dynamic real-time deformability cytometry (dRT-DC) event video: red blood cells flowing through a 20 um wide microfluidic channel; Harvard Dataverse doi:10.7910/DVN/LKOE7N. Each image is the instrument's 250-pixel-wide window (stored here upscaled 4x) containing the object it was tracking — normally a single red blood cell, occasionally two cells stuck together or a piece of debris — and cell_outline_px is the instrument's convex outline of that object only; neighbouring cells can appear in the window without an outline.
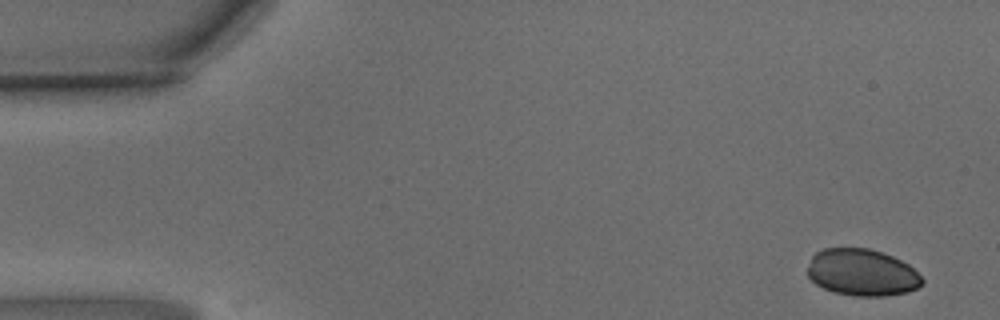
{"species": "common noctule bat (a hibernating species)", "species_latin": "Nyctalus noctula", "temperature_condition": "warm", "stored_images_in_passage": 12, "camera_frame_rate_fps": 3000, "um_per_image_px": 0.085, "animal": {"sex": "male", "body_mass_g": 15.6}, "frame": {"image": 1, "passage_image": 3, "time_ms": 0.667, "image_size_px": [1000, 320], "cell_outline_px": [[924, 284], [908, 292], [884, 296], [856, 296], [832, 292], [816, 284], [808, 276], [808, 268], [812, 256], [816, 252], [824, 248], [868, 248], [892, 256], [908, 264], [924, 280]], "centroid_in_image_um": [73.27, 23.17], "position_along_channel_um": 11.7, "area_um2": 31.21}}